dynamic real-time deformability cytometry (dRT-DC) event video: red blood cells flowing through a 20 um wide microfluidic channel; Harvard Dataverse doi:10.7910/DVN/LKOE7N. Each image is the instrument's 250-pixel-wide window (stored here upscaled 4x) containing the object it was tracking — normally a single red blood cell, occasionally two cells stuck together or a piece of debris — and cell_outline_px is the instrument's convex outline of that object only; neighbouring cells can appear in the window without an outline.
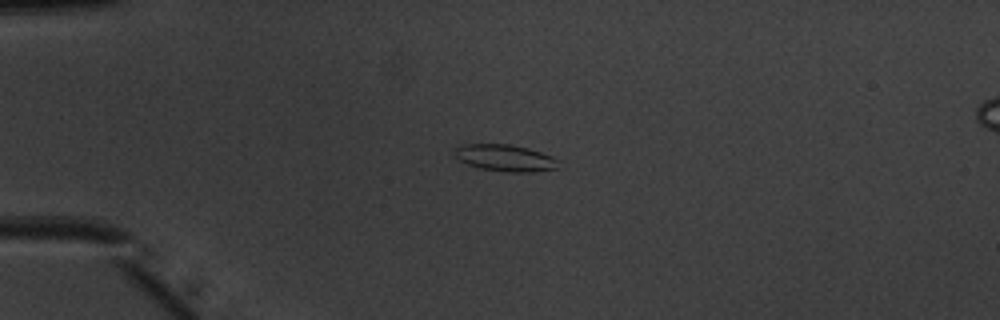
{"species": "common noctule bat (a hibernating species)", "species_latin": "Nyctalus noctula", "temperature_condition": "warm", "stored_images_in_passage": 39, "camera_frame_rate_fps": 3000, "um_per_image_px": 0.085, "animal": {"sex": "male", "body_mass_g": 20.1, "forearm_length_mm": 53.5}, "frame": {"image": 1, "passage_image": 1, "time_ms": 0.0, "image_size_px": [1000, 320], "cell_outline_px": [[556, 168], [532, 172], [504, 172], [480, 168], [468, 164], [460, 160], [456, 156], [456, 148], [460, 144], [512, 144], [528, 148], [552, 156], [556, 160]], "centroid_in_image_um": [42.91, 13.42], "position_along_channel_um": 42.1, "area_um2": 15.95}}
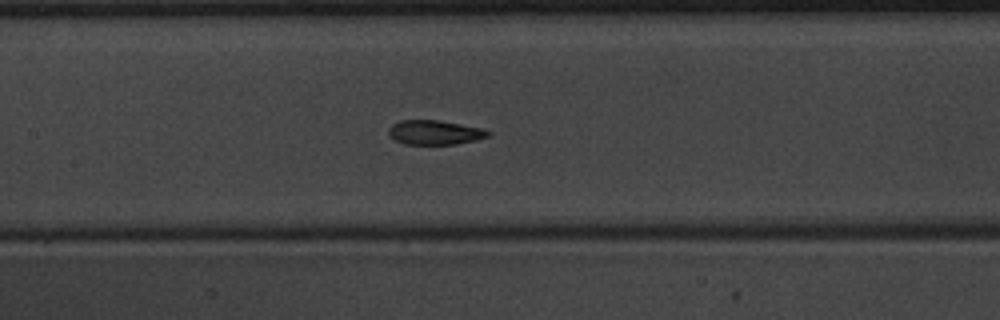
{"frame": {"image": 2, "passage_image": 13, "time_ms": 4.0, "image_size_px": [1000, 320], "cell_outline_px": [[492, 132], [488, 136], [476, 140], [456, 144], [404, 144], [388, 136], [388, 128], [392, 124], [400, 120], [440, 120], [484, 128]], "centroid_in_image_um": [36.96, 11.25], "position_along_channel_um": 170.4, "area_um2": 14.33}}
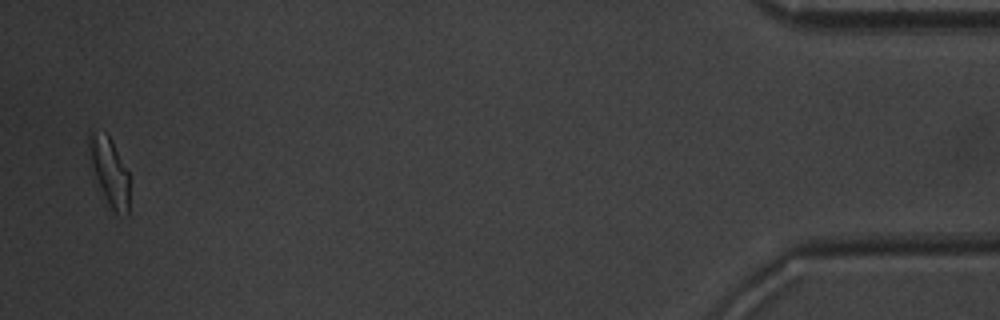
{"frame": {"image": 3, "passage_image": 38, "time_ms": 12.333, "image_size_px": [1000, 320], "cell_outline_px": [[128, 216], [116, 212], [108, 204], [100, 188], [92, 168], [88, 144], [88, 132], [92, 132], [108, 136], [112, 140], [128, 172]], "centroid_in_image_um": [9.31, 14.59], "position_along_channel_um": 425.9, "area_um2": 15.37}, "authors_computed_cell_mechanics": {"area_um2": 15.1436, "velocity_mm_per_s": 4.0121, "shape_relaxation_time_tau1_ms": 6.9599, "shape_relaxation_time_tau2_ms": 1.9691, "deformation_change_tau1": 0.1789, "deformation_change_tau2": 0.0798}}